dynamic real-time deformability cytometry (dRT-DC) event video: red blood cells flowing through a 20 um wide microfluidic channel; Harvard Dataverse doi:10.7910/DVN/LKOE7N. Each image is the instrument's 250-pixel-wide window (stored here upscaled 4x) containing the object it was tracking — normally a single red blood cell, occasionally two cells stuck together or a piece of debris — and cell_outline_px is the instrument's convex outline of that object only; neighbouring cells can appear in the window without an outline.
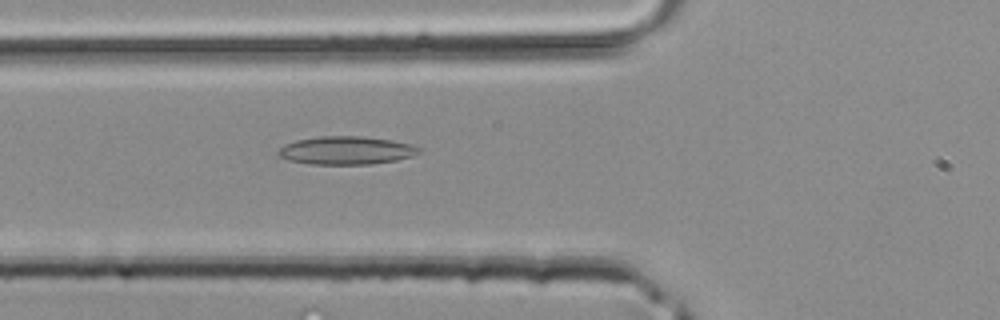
{"species": "common noctule bat (a hibernating species)", "species_latin": "Nyctalus noctula", "temperature_condition": "room temperature", "stored_images_in_passage": 30, "camera_frame_rate_fps": 3000, "um_per_image_px": 0.085, "animal": {"sex": "male", "body_mass_g": 20.4}, "frame": {"image": 1, "passage_image": 4, "time_ms": 1.0, "image_size_px": [1000, 320], "cell_outline_px": [[420, 152], [412, 156], [396, 160], [368, 164], [312, 164], [288, 160], [280, 156], [276, 152], [284, 144], [296, 140], [320, 136], [360, 136], [392, 140], [412, 144], [420, 148]], "centroid_in_image_um": [29.42, 12.78], "position_along_channel_um": 96.4, "area_um2": 23.0}}
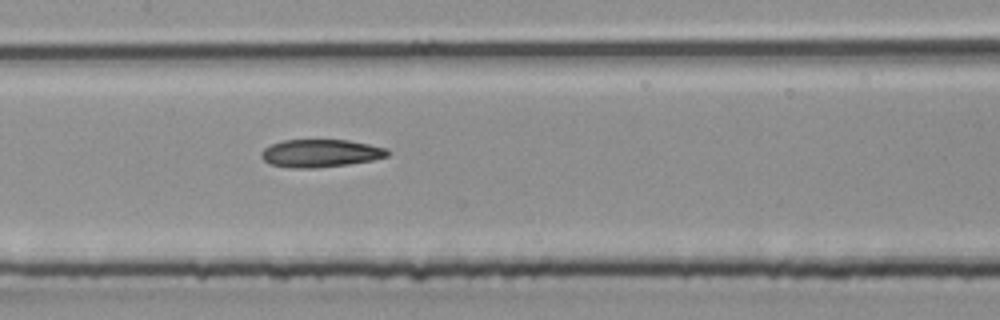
{"frame": {"image": 2, "passage_image": 9, "time_ms": 2.667, "image_size_px": [1000, 320], "cell_outline_px": [[392, 152], [388, 156], [372, 160], [348, 164], [316, 168], [292, 168], [268, 164], [260, 156], [260, 152], [264, 148], [272, 144], [284, 140], [348, 140], [388, 148]], "centroid_in_image_um": [27.25, 13.03], "position_along_channel_um": 180.2, "area_um2": 20.58}}
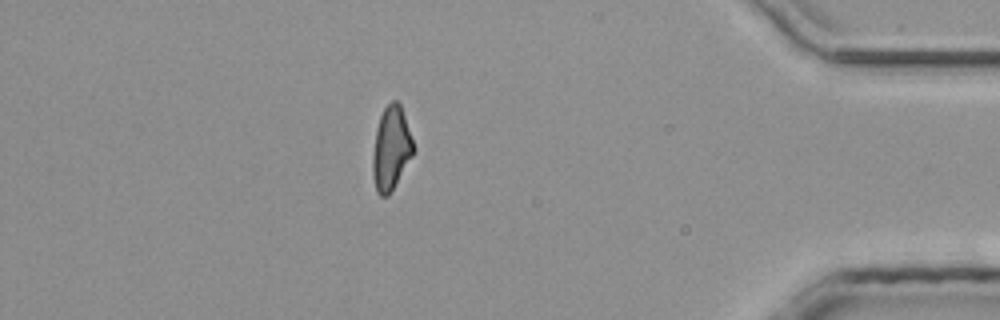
{"frame": {"image": 3, "passage_image": 25, "time_ms": 8.0, "image_size_px": [1000, 320], "cell_outline_px": [[416, 148], [412, 156], [392, 192], [388, 196], [380, 196], [376, 192], [372, 176], [372, 156], [376, 128], [380, 116], [384, 108], [392, 100], [396, 100], [400, 104]], "centroid_in_image_um": [33.24, 12.65], "position_along_channel_um": 402.0, "area_um2": 20.11}}